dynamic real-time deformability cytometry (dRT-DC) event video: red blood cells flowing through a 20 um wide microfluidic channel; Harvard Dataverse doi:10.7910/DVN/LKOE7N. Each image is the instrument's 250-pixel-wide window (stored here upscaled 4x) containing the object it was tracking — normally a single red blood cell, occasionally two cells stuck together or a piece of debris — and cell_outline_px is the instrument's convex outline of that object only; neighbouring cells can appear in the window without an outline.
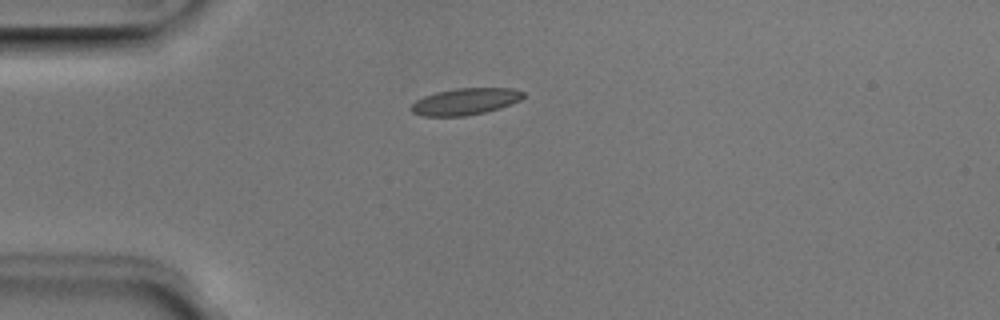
{"species": "Egyptian fruit bat (a non-hibernating species)", "species_latin": "Rousettus aegyptiacus", "temperature_condition": "room temperature", "stored_images_in_passage": 6, "camera_frame_rate_fps": 3000, "um_per_image_px": 0.085, "animal": {"sex": "male"}, "frame": {"image": 1, "passage_image": 5, "time_ms": 1.333, "image_size_px": [1000, 320], "cell_outline_px": [[524, 96], [520, 100], [512, 104], [500, 108], [484, 112], [464, 116], [424, 116], [412, 112], [408, 108], [416, 100], [424, 96], [436, 92], [456, 88], [512, 88], [524, 92]], "centroid_in_image_um": [39.54, 8.63], "position_along_channel_um": 45.5, "area_um2": 17.46}}
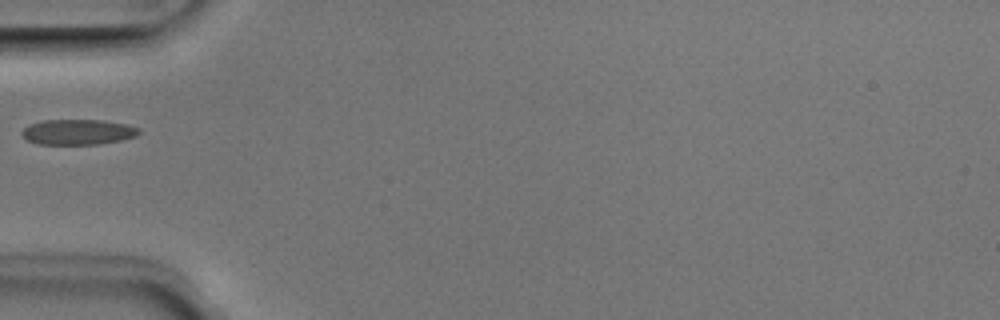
{"frame": {"image": 2, "passage_image": 6, "time_ms": 1.667, "image_size_px": [1000, 320], "cell_outline_px": [[140, 132], [136, 136], [120, 140], [100, 144], [36, 144], [28, 140], [20, 132], [28, 124], [44, 120], [104, 120], [128, 124], [140, 128]], "centroid_in_image_um": [6.64, 11.21], "position_along_channel_um": 78.4, "area_um2": 17.4}}